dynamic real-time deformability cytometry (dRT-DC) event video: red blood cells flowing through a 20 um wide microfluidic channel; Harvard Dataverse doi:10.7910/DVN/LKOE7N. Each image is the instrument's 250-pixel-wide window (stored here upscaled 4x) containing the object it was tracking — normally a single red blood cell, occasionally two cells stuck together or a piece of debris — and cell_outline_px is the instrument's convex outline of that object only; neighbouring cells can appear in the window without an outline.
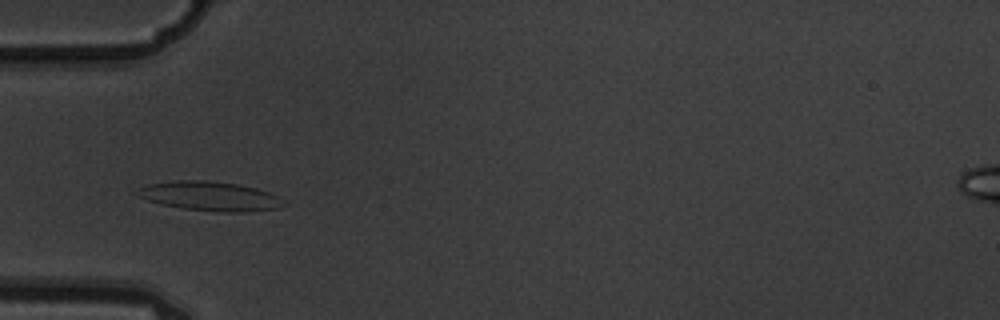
{"species": "common noctule bat (a hibernating species)", "species_latin": "Nyctalus noctula", "temperature_condition": "warm", "stored_images_in_passage": 7, "camera_frame_rate_fps": 3000, "um_per_image_px": 0.085, "animal": {"sex": "male", "body_mass_g": 19.5, "forearm_length_mm": 54.6}, "frame": {"image": 1, "passage_image": 5, "time_ms": 1.333, "image_size_px": [1000, 320], "cell_outline_px": [[288, 204], [280, 208], [244, 212], [220, 212], [184, 208], [160, 204], [136, 196], [132, 192], [136, 188], [148, 184], [176, 180], [204, 180], [236, 184], [256, 188], [280, 196]], "centroid_in_image_um": [17.83, 16.67], "position_along_channel_um": 67.2, "area_um2": 25.26}}
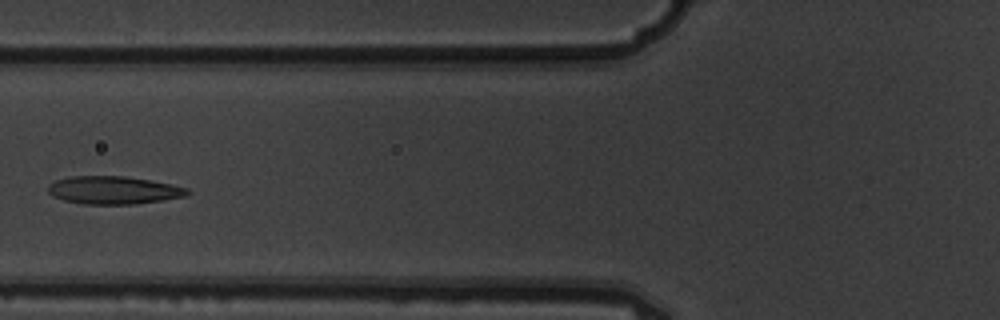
{"frame": {"image": 2, "passage_image": 6, "time_ms": 1.667, "image_size_px": [1000, 320], "cell_outline_px": [[192, 192], [188, 196], [164, 200], [136, 204], [84, 204], [64, 200], [52, 196], [48, 192], [48, 184], [56, 180], [68, 176], [124, 176], [152, 180], [172, 184], [188, 188]], "centroid_in_image_um": [9.69, 16.16], "position_along_channel_um": 116.1, "area_um2": 22.95}}
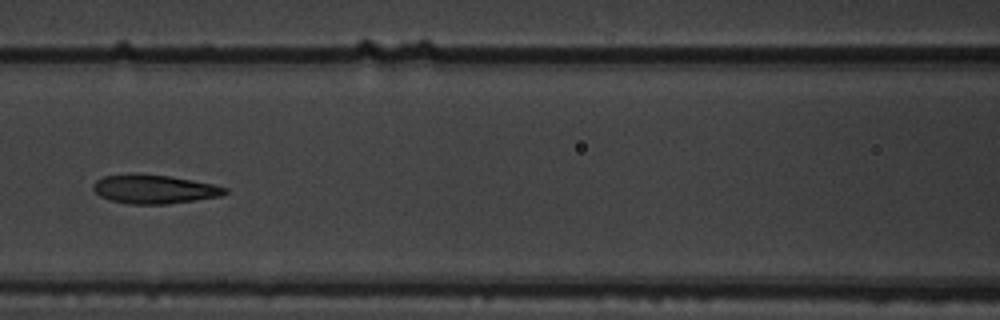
{"frame": {"image": 3, "passage_image": 7, "time_ms": 2.0, "image_size_px": [1000, 320], "cell_outline_px": [[228, 192], [220, 196], [168, 204], [128, 204], [112, 200], [100, 196], [92, 188], [92, 184], [96, 180], [104, 176], [168, 176], [192, 180], [212, 184], [228, 188]], "centroid_in_image_um": [13.14, 16.12], "position_along_channel_um": 153.5, "area_um2": 21.33}}